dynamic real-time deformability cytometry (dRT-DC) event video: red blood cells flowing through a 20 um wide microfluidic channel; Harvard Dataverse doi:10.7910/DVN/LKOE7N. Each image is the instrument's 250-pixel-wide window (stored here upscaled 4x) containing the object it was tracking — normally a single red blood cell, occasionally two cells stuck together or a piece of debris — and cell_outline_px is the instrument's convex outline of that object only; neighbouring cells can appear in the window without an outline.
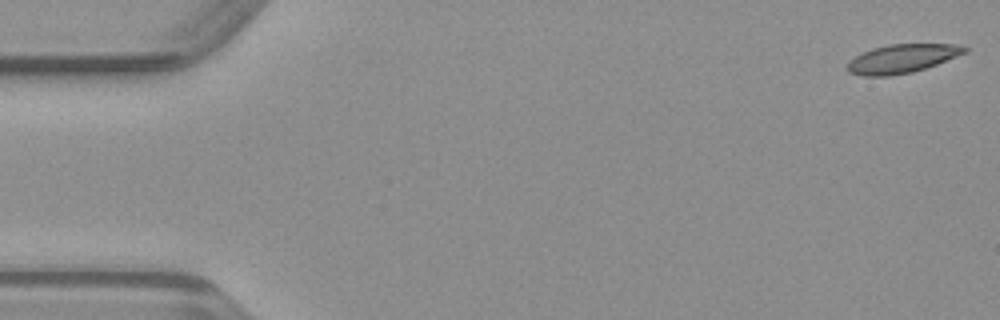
{"species": "common noctule bat (a hibernating species)", "species_latin": "Nyctalus noctula", "temperature_condition": "warm", "stored_images_in_passage": 49, "camera_frame_rate_fps": 3000, "um_per_image_px": 0.085, "animal": {"sex": "male", "body_mass_g": 23.1, "forearm_length_mm": 52.7}, "frame": {"image": 1, "passage_image": 1, "time_ms": 0.0, "image_size_px": [1000, 320], "cell_outline_px": [[968, 52], [936, 64], [912, 72], [888, 76], [864, 76], [848, 72], [844, 68], [856, 56], [872, 48], [888, 44], [960, 44], [968, 48]], "centroid_in_image_um": [76.68, 4.98], "position_along_channel_um": 8.3, "area_um2": 19.54}}
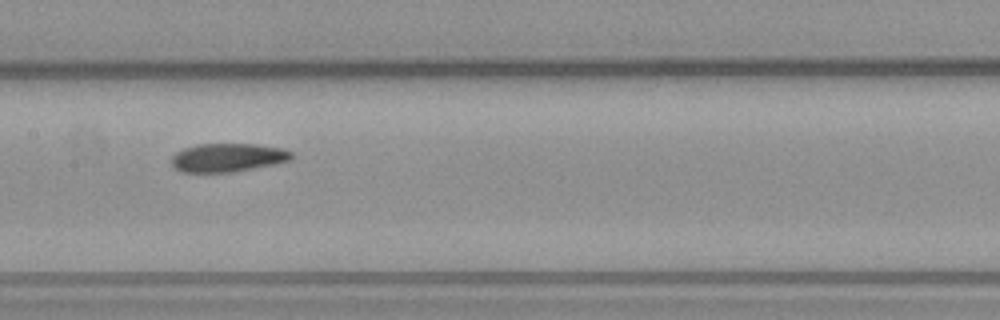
{"frame": {"image": 2, "passage_image": 24, "time_ms": 7.667, "image_size_px": [1000, 320], "cell_outline_px": [[296, 156], [292, 160], [276, 164], [232, 172], [180, 172], [172, 164], [172, 156], [176, 152], [184, 148], [196, 144], [256, 144], [284, 148], [292, 152]], "centroid_in_image_um": [19.42, 13.39], "position_along_channel_um": 188.0, "area_um2": 20.17}}
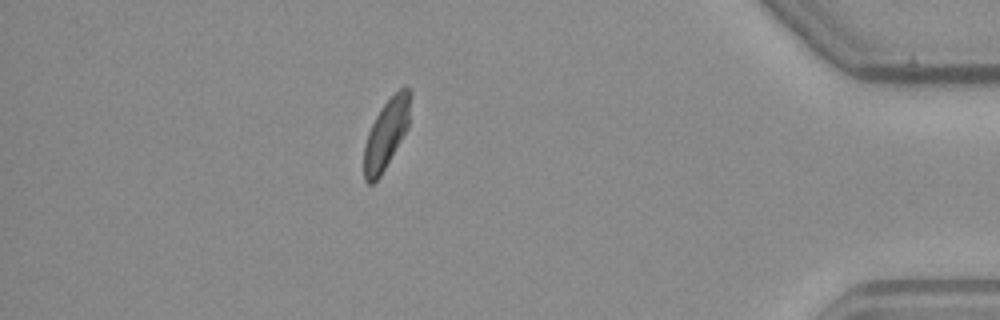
{"frame": {"image": 3, "passage_image": 43, "time_ms": 14.0, "image_size_px": [1000, 320], "cell_outline_px": [[412, 96], [408, 128], [380, 176], [372, 184], [368, 184], [364, 180], [364, 144], [368, 132], [376, 116], [384, 104], [400, 88], [408, 88], [412, 92]], "centroid_in_image_um": [32.84, 11.37], "position_along_channel_um": 402.4, "area_um2": 18.67}}